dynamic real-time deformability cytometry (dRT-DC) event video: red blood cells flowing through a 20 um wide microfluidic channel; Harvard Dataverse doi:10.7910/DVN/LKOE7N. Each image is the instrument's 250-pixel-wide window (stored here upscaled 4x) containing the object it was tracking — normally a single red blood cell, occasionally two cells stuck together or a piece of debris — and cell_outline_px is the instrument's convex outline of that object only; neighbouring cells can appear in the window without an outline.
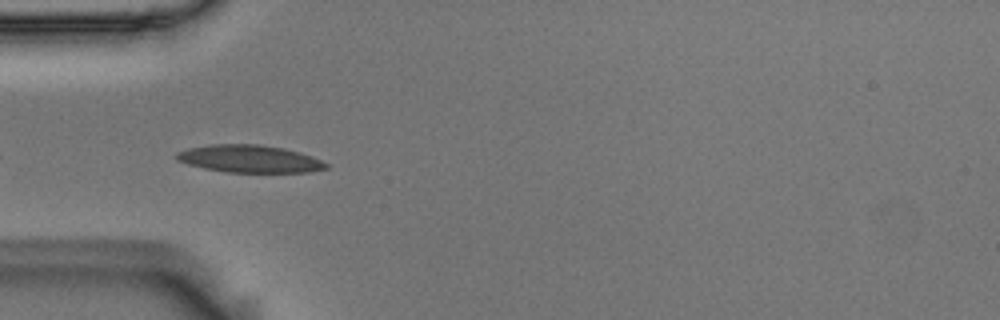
{"species": "Egyptian fruit bat (a non-hibernating species)", "species_latin": "Rousettus aegyptiacus", "temperature_condition": "room temperature", "stored_images_in_passage": 7, "camera_frame_rate_fps": 3000, "um_per_image_px": 0.085, "animal": {"sex": "male"}, "frame": {"image": 1, "passage_image": 3, "time_ms": 0.667, "image_size_px": [1000, 320], "cell_outline_px": [[328, 168], [308, 172], [228, 172], [204, 168], [188, 164], [176, 160], [176, 152], [188, 148], [208, 144], [260, 144], [284, 148], [300, 152], [312, 156], [328, 164]], "centroid_in_image_um": [21.2, 13.49], "position_along_channel_um": 63.8, "area_um2": 23.99}}